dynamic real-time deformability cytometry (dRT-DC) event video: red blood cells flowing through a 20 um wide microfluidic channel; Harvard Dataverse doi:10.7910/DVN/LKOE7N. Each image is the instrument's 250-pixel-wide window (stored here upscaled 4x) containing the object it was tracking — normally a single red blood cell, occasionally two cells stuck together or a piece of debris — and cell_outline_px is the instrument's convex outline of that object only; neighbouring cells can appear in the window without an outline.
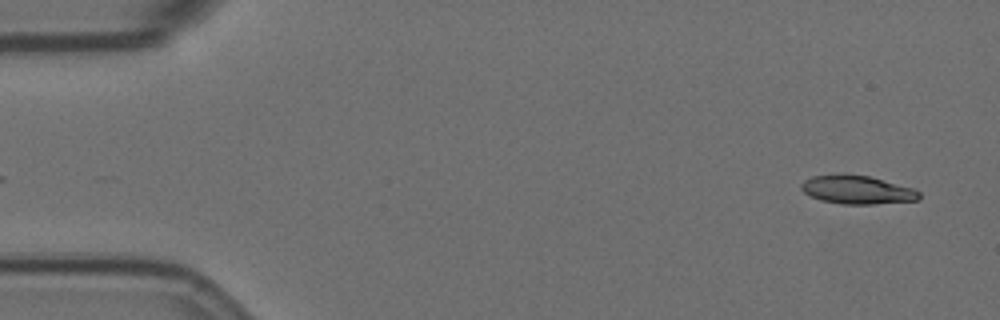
{"species": "Egyptian fruit bat (a non-hibernating species)", "species_latin": "Rousettus aegyptiacus", "temperature_condition": "room temperature", "stored_images_in_passage": 55, "camera_frame_rate_fps": 3000, "um_per_image_px": 0.085, "animal": {"sex": "female"}, "frame": {"image": 1, "passage_image": 1, "time_ms": 0.0, "image_size_px": [1000, 320], "cell_outline_px": [[920, 200], [876, 204], [840, 204], [820, 200], [804, 192], [800, 188], [800, 184], [804, 180], [812, 176], [844, 172], [868, 176], [912, 188], [920, 192]], "centroid_in_image_um": [72.82, 16.12], "position_along_channel_um": 12.2, "area_um2": 19.83}}
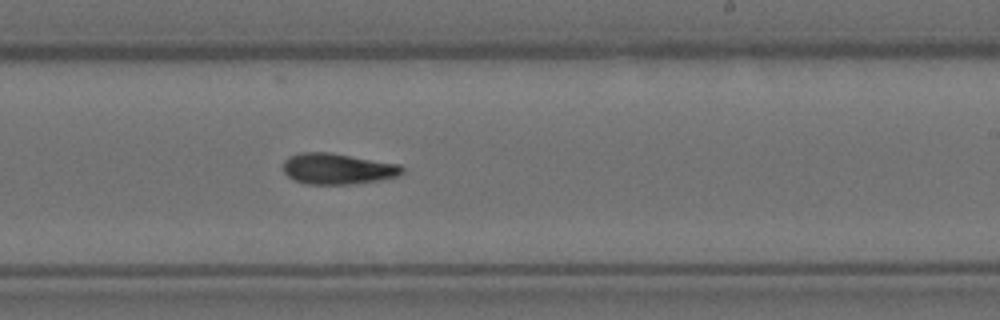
{"frame": {"image": 2, "passage_image": 32, "time_ms": 10.333, "image_size_px": [1000, 320], "cell_outline_px": [[404, 172], [396, 176], [380, 180], [348, 184], [308, 184], [292, 180], [284, 172], [284, 160], [288, 156], [300, 152], [328, 152], [400, 164], [404, 168]], "centroid_in_image_um": [28.67, 14.34], "position_along_channel_um": 260.3, "area_um2": 21.44}}
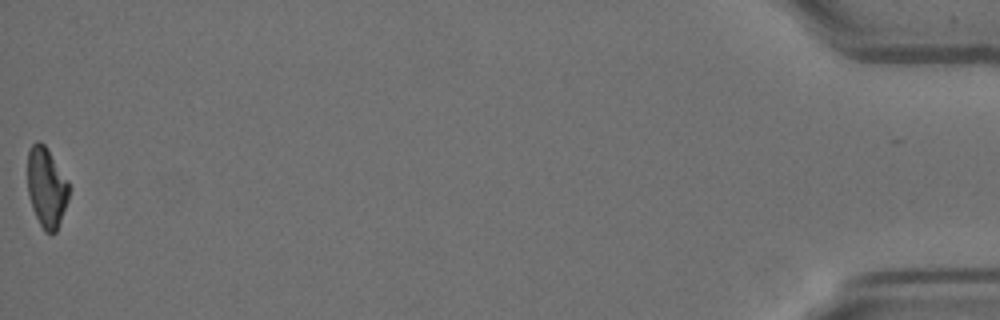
{"frame": {"image": 3, "passage_image": 55, "time_ms": 18.0, "image_size_px": [1000, 320], "cell_outline_px": [[68, 200], [56, 232], [44, 232], [32, 208], [28, 192], [28, 152], [32, 144], [36, 140], [40, 140], [44, 144], [68, 180]], "centroid_in_image_um": [3.94, 15.91], "position_along_channel_um": 431.3, "area_um2": 19.07}, "authors_computed_cell_mechanics": {"area_um2": 20.6924, "velocity_mm_per_s": 3.5461, "shape_relaxation_time_tau1_ms": null, "shape_relaxation_time_tau2_ms": 7.513, "deformation_change_tau1": null, "deformation_change_tau2": 0.1784}}